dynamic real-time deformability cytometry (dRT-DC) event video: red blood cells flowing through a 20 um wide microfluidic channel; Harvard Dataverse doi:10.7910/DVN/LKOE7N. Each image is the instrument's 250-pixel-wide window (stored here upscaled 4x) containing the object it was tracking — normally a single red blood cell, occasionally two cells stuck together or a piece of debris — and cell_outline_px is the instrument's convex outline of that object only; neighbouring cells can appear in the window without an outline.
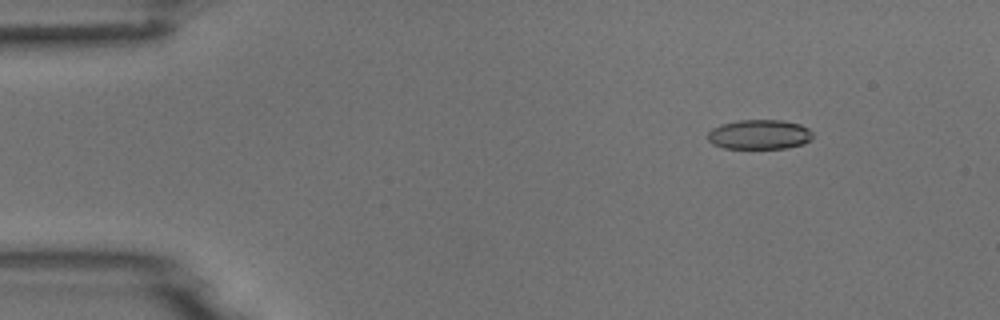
{"species": "common noctule bat (a hibernating species)", "species_latin": "Nyctalus noctula", "temperature_condition": "room temperature", "stored_images_in_passage": 52, "camera_frame_rate_fps": 3000, "um_per_image_px": 0.085, "animal": {"sex": "male", "body_mass_g": 18.8}, "frame": {"image": 1, "passage_image": 6, "time_ms": 1.667, "image_size_px": [1000, 320], "cell_outline_px": [[812, 136], [804, 144], [788, 148], [724, 148], [712, 144], [708, 140], [708, 132], [712, 128], [720, 124], [740, 120], [784, 120], [800, 124], [808, 128], [812, 132]], "centroid_in_image_um": [64.54, 11.43], "position_along_channel_um": 20.5, "area_um2": 18.21}}
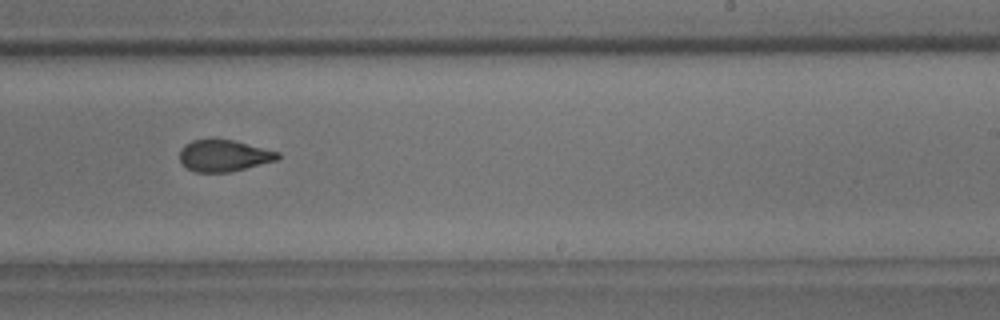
{"frame": {"image": 2, "passage_image": 32, "time_ms": 10.333, "image_size_px": [1000, 320], "cell_outline_px": [[280, 160], [232, 172], [196, 172], [180, 164], [180, 148], [184, 144], [192, 140], [232, 140], [280, 152]], "centroid_in_image_um": [19.05, 13.25], "position_along_channel_um": 270.0, "area_um2": 18.21}}
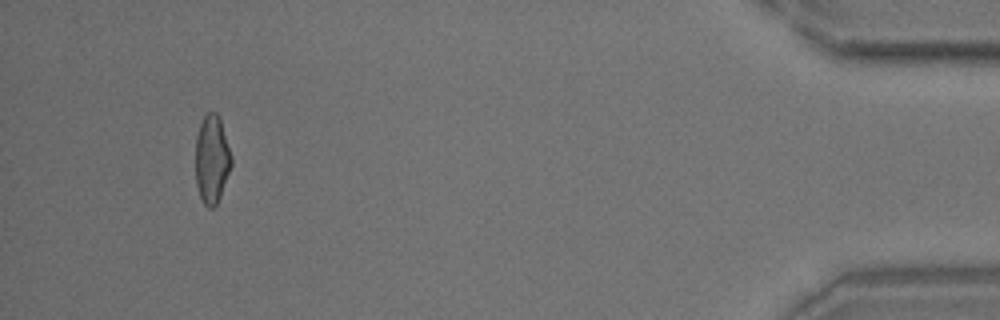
{"frame": {"image": 3, "passage_image": 49, "time_ms": 16.0, "image_size_px": [1000, 320], "cell_outline_px": [[232, 164], [220, 196], [216, 204], [212, 208], [208, 208], [204, 204], [200, 196], [196, 184], [196, 136], [200, 124], [204, 116], [208, 112], [216, 112], [220, 116], [232, 156]], "centroid_in_image_um": [18.02, 13.51], "position_along_channel_um": 417.2, "area_um2": 18.5}}